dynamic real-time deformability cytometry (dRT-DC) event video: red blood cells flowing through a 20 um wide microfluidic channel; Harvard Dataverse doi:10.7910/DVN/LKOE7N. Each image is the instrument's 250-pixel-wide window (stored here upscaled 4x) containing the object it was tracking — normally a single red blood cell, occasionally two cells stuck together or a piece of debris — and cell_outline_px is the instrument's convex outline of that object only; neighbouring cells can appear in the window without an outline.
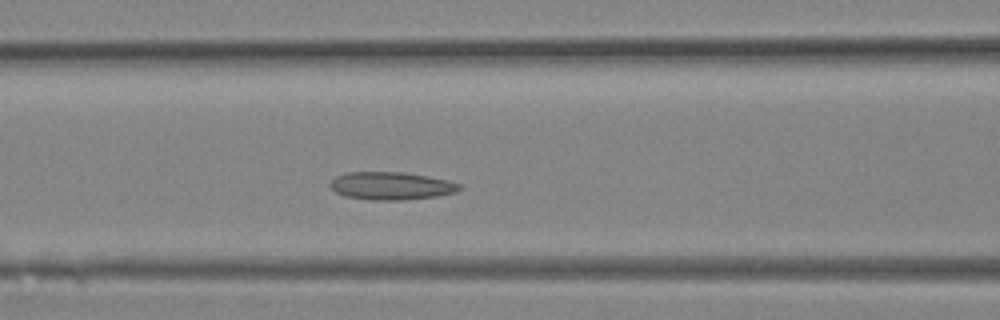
{"species": "Egyptian fruit bat (a non-hibernating species)", "species_latin": "Rousettus aegyptiacus", "temperature_condition": "room temperature", "stored_images_in_passage": 14, "camera_frame_rate_fps": 3000, "um_per_image_px": 0.085, "animal": {"sex": "female"}, "frame": {"image": 1, "passage_image": 10, "time_ms": 3.0, "image_size_px": [1000, 320], "cell_outline_px": [[464, 188], [456, 192], [436, 196], [404, 200], [372, 200], [344, 196], [336, 192], [328, 184], [336, 176], [348, 172], [404, 172], [428, 176], [448, 180], [460, 184]], "centroid_in_image_um": [33.27, 15.8], "position_along_channel_um": 133.3, "area_um2": 21.04}}
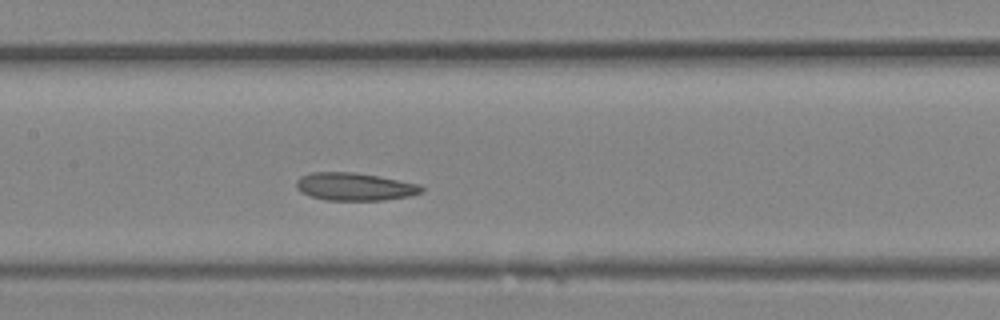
{"frame": {"image": 2, "passage_image": 12, "time_ms": 3.667, "image_size_px": [1000, 320], "cell_outline_px": [[424, 192], [408, 196], [384, 200], [324, 200], [300, 192], [296, 188], [296, 180], [300, 176], [312, 172], [352, 172], [376, 176], [420, 184], [424, 188]], "centroid_in_image_um": [30.13, 15.87], "position_along_channel_um": 177.3, "area_um2": 20.23}}
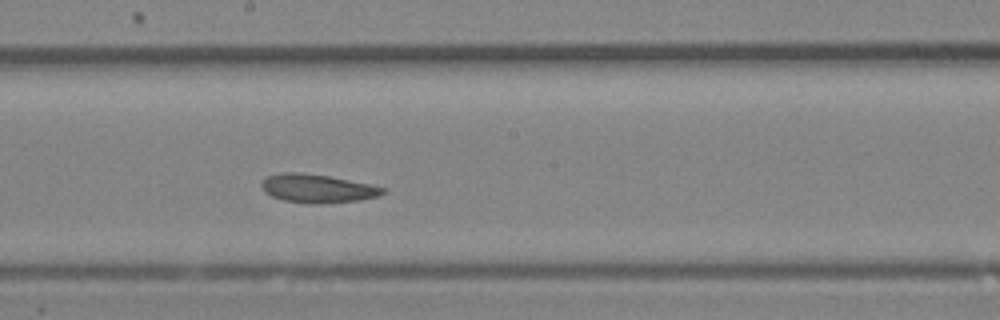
{"frame": {"image": 3, "passage_image": 14, "time_ms": 4.333, "image_size_px": [1000, 320], "cell_outline_px": [[384, 192], [376, 196], [360, 200], [308, 204], [284, 200], [272, 196], [264, 192], [260, 188], [260, 184], [268, 176], [280, 172], [300, 172], [328, 176], [368, 184], [384, 188]], "centroid_in_image_um": [26.89, 16.01], "position_along_channel_um": 221.3, "area_um2": 19.83}}